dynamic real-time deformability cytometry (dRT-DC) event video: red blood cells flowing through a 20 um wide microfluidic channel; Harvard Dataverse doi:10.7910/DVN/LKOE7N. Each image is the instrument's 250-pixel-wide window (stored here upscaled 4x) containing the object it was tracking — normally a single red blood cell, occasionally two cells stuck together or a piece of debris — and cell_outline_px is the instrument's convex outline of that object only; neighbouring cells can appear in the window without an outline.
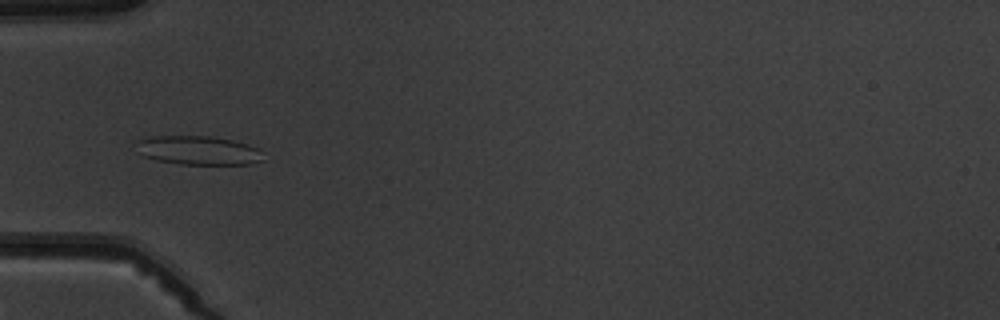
{"species": "common noctule bat (a hibernating species)", "species_latin": "Nyctalus noctula", "temperature_condition": "warm", "stored_images_in_passage": 4, "camera_frame_rate_fps": 3000, "um_per_image_px": 0.085, "animal": {"sex": "male", "body_mass_g": 19.5, "forearm_length_mm": 54.6}, "frame": {"image": 1, "passage_image": 2, "time_ms": 1.0, "image_size_px": [1000, 320], "cell_outline_px": [[264, 160], [252, 164], [180, 164], [156, 160], [144, 156], [136, 152], [132, 144], [136, 140], [148, 136], [208, 136], [232, 140], [248, 144], [260, 148], [264, 152]], "centroid_in_image_um": [16.82, 12.78], "position_along_channel_um": 68.2, "area_um2": 21.96}}
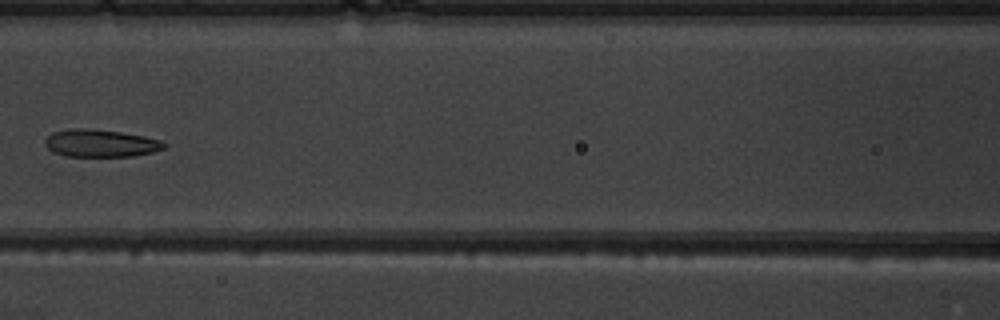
{"frame": {"image": 2, "passage_image": 4, "time_ms": 3.333, "image_size_px": [1000, 320], "cell_outline_px": [[168, 144], [164, 148], [152, 152], [136, 156], [64, 156], [52, 152], [44, 144], [44, 140], [52, 132], [68, 128], [88, 128], [120, 132], [144, 136], [160, 140]], "centroid_in_image_um": [8.52, 12.17], "position_along_channel_um": 158.1, "area_um2": 19.25}}